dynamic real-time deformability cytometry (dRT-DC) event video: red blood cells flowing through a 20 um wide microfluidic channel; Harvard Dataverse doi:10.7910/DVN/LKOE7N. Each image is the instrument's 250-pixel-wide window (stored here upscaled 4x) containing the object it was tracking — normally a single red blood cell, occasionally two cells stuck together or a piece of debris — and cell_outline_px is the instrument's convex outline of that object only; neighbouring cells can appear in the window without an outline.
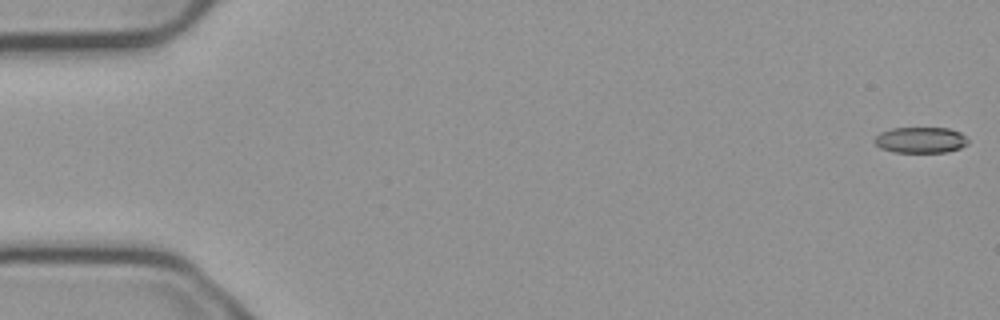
{"species": "common noctule bat (a hibernating species)", "species_latin": "Nyctalus noctula", "temperature_condition": "cold", "stored_images_in_passage": 4, "segment_of_instrument_passage": [2, 2], "camera_frame_rate_fps": 3000, "um_per_image_px": 0.085, "animal": {"sex": "male", "body_mass_g": 23.1, "forearm_length_mm": 52.7}, "frame": {"image": 1, "passage_image": 4, "time_ms": 1.0, "image_size_px": [1000, 320], "cell_outline_px": [[968, 144], [960, 148], [948, 152], [896, 152], [880, 148], [872, 140], [880, 132], [892, 128], [948, 128], [960, 132], [968, 140]], "centroid_in_image_um": [78.24, 11.9], "position_along_channel_um": 6.8, "area_um2": 14.16}}